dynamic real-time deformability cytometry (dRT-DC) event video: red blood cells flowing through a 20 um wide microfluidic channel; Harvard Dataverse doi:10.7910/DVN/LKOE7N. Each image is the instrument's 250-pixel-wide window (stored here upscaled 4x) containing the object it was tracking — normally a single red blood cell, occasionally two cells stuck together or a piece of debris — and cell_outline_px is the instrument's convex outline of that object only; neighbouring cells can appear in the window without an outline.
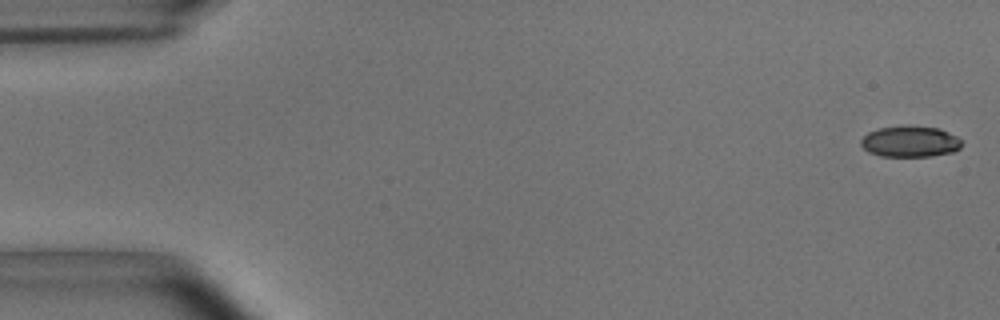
{"species": "common noctule bat (a hibernating species)", "species_latin": "Nyctalus noctula", "temperature_condition": "room temperature", "stored_images_in_passage": 53, "camera_frame_rate_fps": 3000, "um_per_image_px": 0.085, "animal": {"sex": "male", "body_mass_g": 15.6}, "frame": {"image": 1, "passage_image": 1, "time_ms": 0.0, "image_size_px": [1000, 320], "cell_outline_px": [[964, 144], [960, 148], [952, 152], [932, 156], [880, 156], [868, 152], [860, 144], [860, 140], [868, 132], [880, 128], [940, 128], [964, 140]], "centroid_in_image_um": [77.39, 12.07], "position_along_channel_um": 7.6, "area_um2": 17.8}}
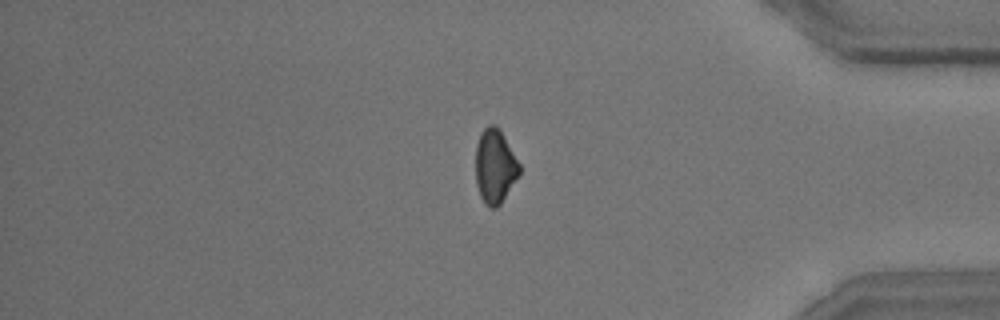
{"frame": {"image": 2, "passage_image": 45, "time_ms": 14.667, "image_size_px": [1000, 320], "cell_outline_px": [[520, 172], [500, 204], [496, 208], [488, 208], [484, 204], [480, 196], [476, 184], [476, 144], [480, 132], [488, 124], [496, 124], [500, 128], [520, 164]], "centroid_in_image_um": [42.05, 14.11], "position_along_channel_um": 393.1, "area_um2": 19.07}}
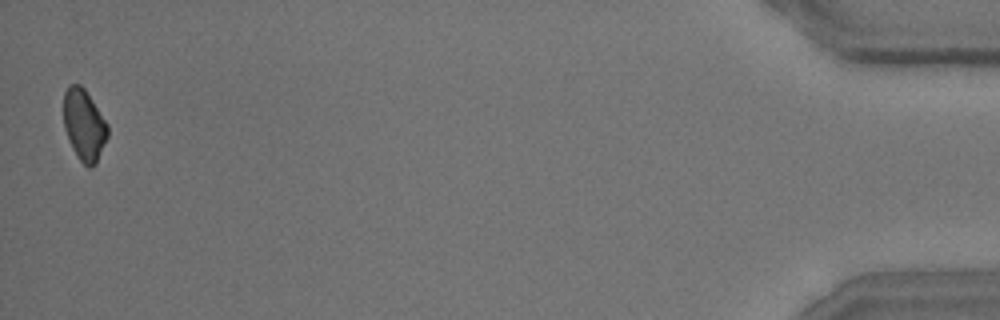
{"frame": {"image": 3, "passage_image": 53, "time_ms": 17.333, "image_size_px": [1000, 320], "cell_outline_px": [[108, 136], [96, 164], [92, 168], [88, 168], [80, 160], [72, 148], [64, 128], [64, 92], [68, 84], [80, 84], [84, 88], [108, 124]], "centroid_in_image_um": [7.15, 10.63], "position_along_channel_um": 428.1, "area_um2": 18.32}, "authors_computed_cell_mechanics": {"area_um2": 19.363, "velocity_mm_per_s": 3.7102, "shape_relaxation_time_tau1_ms": 6.2852, "shape_relaxation_time_tau2_ms": 4.1749, "deformation_change_tau1": 0.1345, "deformation_change_tau2": 0.0992}}